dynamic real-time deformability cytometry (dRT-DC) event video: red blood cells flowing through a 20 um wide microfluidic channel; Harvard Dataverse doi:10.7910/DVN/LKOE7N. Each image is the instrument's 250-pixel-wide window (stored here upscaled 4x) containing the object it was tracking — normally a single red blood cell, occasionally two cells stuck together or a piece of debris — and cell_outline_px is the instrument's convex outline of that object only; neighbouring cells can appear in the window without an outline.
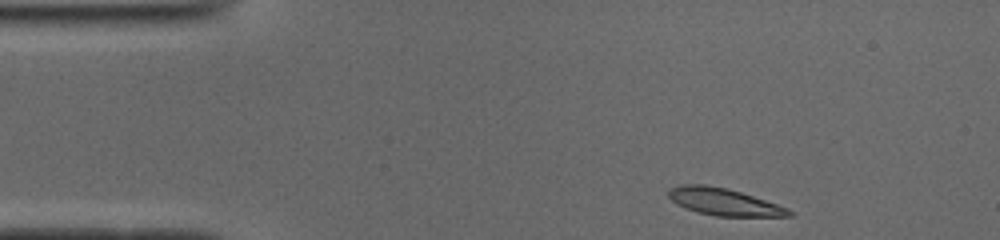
{"species": "common noctule bat (a hibernating species)", "species_latin": "Nyctalus noctula", "temperature_condition": "cold", "stored_images_in_passage": 45, "camera_frame_rate_fps": 3000, "um_per_image_px": 0.085, "animal": {"sex": "male", "body_mass_g": 19.0, "forearm_length_mm": 50.8}, "frame": {"image": 1, "passage_image": 1, "time_ms": 0.0, "image_size_px": [1000, 240], "cell_outline_px": [[792, 216], [716, 216], [696, 212], [676, 204], [668, 196], [668, 188], [684, 184], [704, 184], [728, 188], [788, 208], [792, 212]], "centroid_in_image_um": [61.48, 17.15], "position_along_channel_um": 23.5, "area_um2": 18.9}}
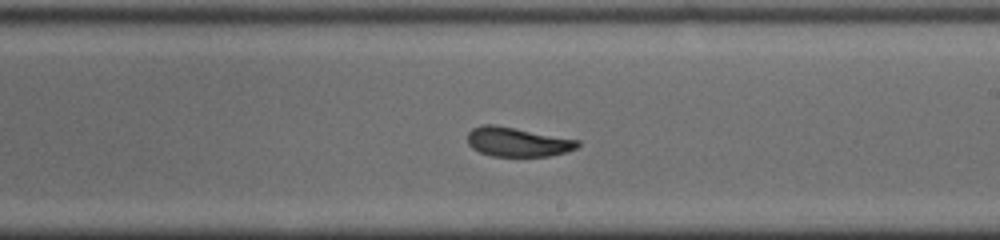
{"frame": {"image": 2, "passage_image": 23, "time_ms": 7.333, "image_size_px": [1000, 240], "cell_outline_px": [[580, 144], [576, 148], [568, 152], [548, 156], [492, 156], [480, 152], [472, 148], [468, 144], [468, 132], [472, 128], [484, 124], [496, 124], [580, 140]], "centroid_in_image_um": [43.99, 12.05], "position_along_channel_um": 245.0, "area_um2": 18.96}}
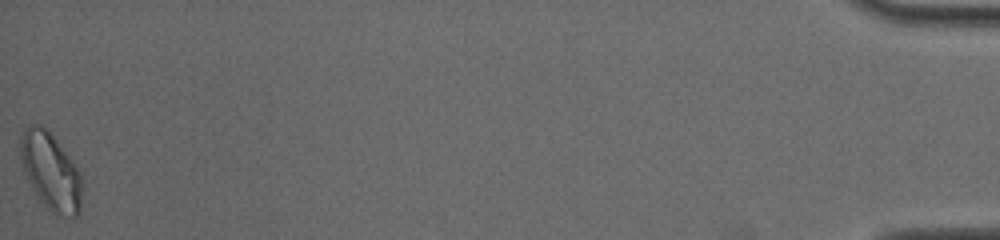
{"frame": {"image": 3, "passage_image": 45, "time_ms": 14.667, "image_size_px": [1000, 240], "cell_outline_px": [[80, 212], [76, 216], [52, 216], [36, 196], [24, 172], [20, 156], [20, 140], [24, 128], [28, 124], [40, 124], [56, 140], [80, 172]], "centroid_in_image_um": [4.27, 14.61], "position_along_channel_um": 430.9, "area_um2": 27.57}, "authors_computed_cell_mechanics": {"area_um2": 19.5364, "velocity_mm_per_s": 3.9099, "shape_relaxation_time_tau1_ms": 5.4332, "shape_relaxation_time_tau2_ms": 3.3781, "deformation_change_tau1": 0.1459, "deformation_change_tau2": 0.0896}}